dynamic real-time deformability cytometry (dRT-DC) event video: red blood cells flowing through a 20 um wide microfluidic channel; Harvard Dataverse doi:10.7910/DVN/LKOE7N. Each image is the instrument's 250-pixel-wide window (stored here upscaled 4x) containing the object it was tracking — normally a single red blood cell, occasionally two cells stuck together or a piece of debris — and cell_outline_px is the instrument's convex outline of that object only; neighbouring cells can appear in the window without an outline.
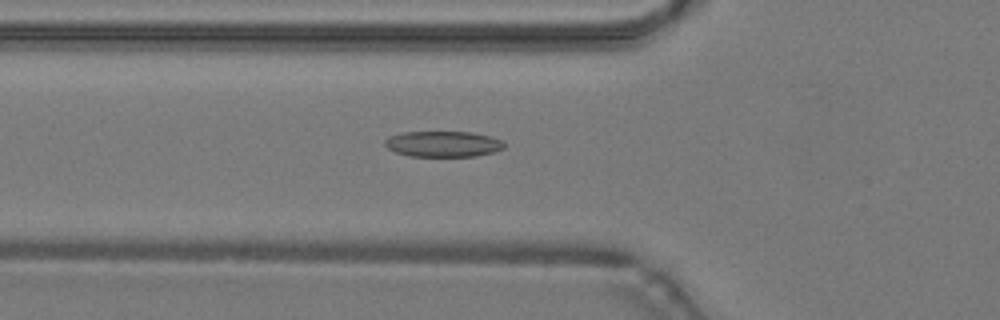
{"species": "common noctule bat (a hibernating species)", "species_latin": "Nyctalus noctula", "temperature_condition": "warm", "stored_images_in_passage": 44, "camera_frame_rate_fps": 3000, "um_per_image_px": 0.085, "animal": {"sex": "male", "body_mass_g": 19.2, "forearm_length_mm": 51.8}, "frame": {"image": 1, "passage_image": 13, "time_ms": 4.0, "image_size_px": [1000, 320], "cell_outline_px": [[504, 148], [492, 152], [476, 156], [408, 156], [396, 152], [388, 148], [384, 144], [384, 140], [388, 136], [404, 132], [472, 132], [488, 136], [500, 140], [504, 144]], "centroid_in_image_um": [37.62, 12.24], "position_along_channel_um": 88.2, "area_um2": 17.8}}
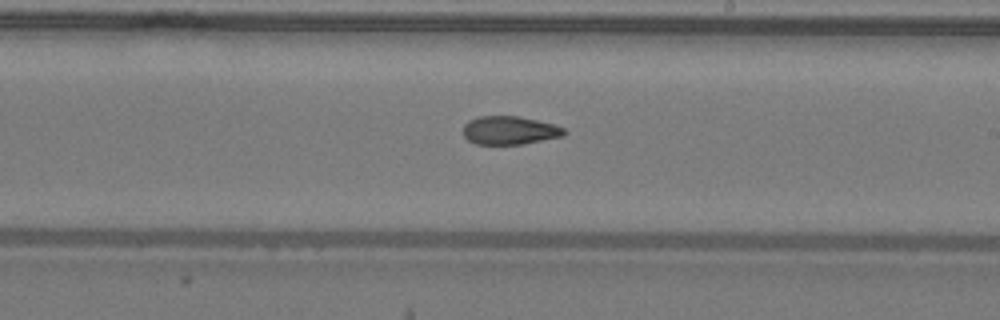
{"frame": {"image": 2, "passage_image": 24, "time_ms": 7.667, "image_size_px": [1000, 320], "cell_outline_px": [[568, 132], [564, 136], [524, 144], [476, 144], [468, 140], [464, 136], [464, 124], [468, 120], [480, 116], [520, 116], [552, 124], [564, 128]], "centroid_in_image_um": [43.33, 11.08], "position_along_channel_um": 245.7, "area_um2": 16.76}}
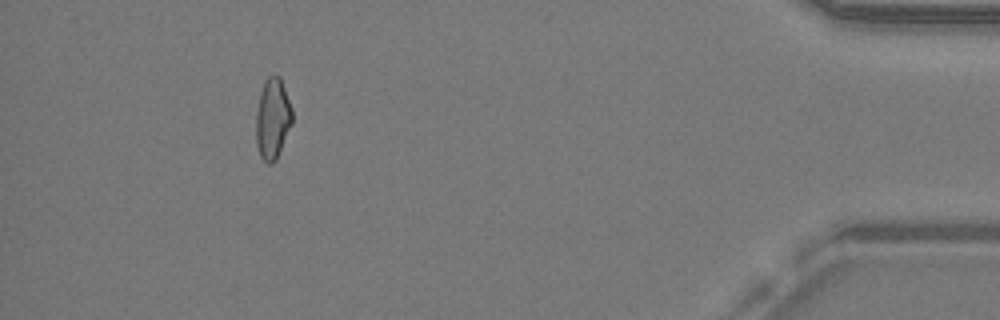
{"frame": {"image": 3, "passage_image": 40, "time_ms": 13.0, "image_size_px": [1000, 320], "cell_outline_px": [[292, 124], [276, 160], [272, 164], [268, 164], [260, 156], [256, 144], [256, 112], [260, 92], [264, 80], [272, 72], [280, 76], [292, 108]], "centroid_in_image_um": [23.17, 10.05], "position_along_channel_um": 412.0, "area_um2": 17.34}, "authors_computed_cell_mechanics": {"area_um2": 17.34, "velocity_mm_per_s": 4.2901, "shape_relaxation_time_tau1_ms": null, "shape_relaxation_time_tau2_ms": 2.6213, "deformation_change_tau1": null, "deformation_change_tau2": 0.0982}}